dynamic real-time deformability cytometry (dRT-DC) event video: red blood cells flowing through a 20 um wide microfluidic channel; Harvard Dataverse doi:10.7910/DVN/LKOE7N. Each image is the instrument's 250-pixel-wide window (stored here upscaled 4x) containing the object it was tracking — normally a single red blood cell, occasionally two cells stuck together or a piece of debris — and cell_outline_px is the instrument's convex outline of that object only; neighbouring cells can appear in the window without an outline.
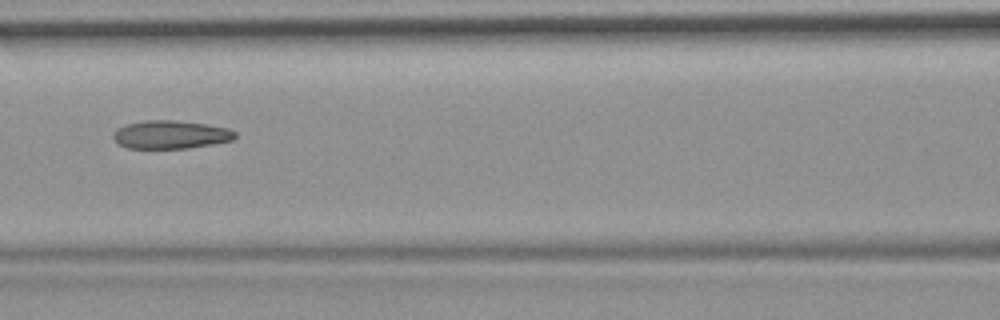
{"species": "common noctule bat (a hibernating species)", "species_latin": "Nyctalus noctula", "temperature_condition": "room temperature", "stored_images_in_passage": 10, "camera_frame_rate_fps": 3000, "um_per_image_px": 0.085, "animal": {"sex": "female", "body_mass_g": 19.9}, "frame": {"image": 1, "passage_image": 6, "time_ms": 6.667, "image_size_px": [1000, 320], "cell_outline_px": [[236, 136], [232, 140], [212, 144], [188, 148], [128, 148], [120, 144], [112, 136], [112, 132], [116, 128], [128, 124], [144, 120], [172, 120], [204, 124], [228, 128], [236, 132]], "centroid_in_image_um": [14.49, 11.44], "position_along_channel_um": 152.1, "area_um2": 19.88}}
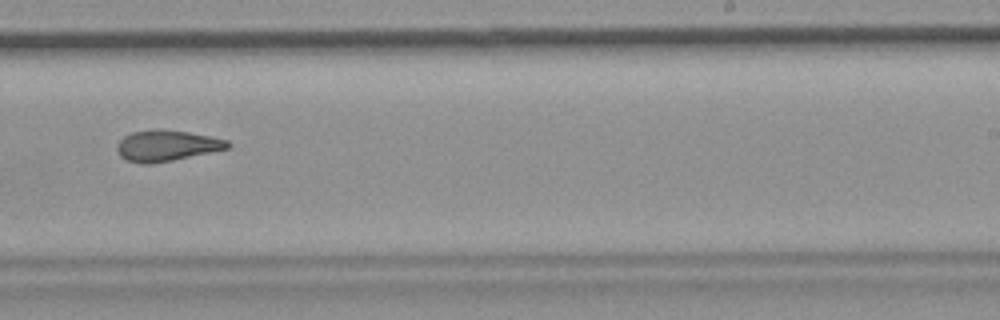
{"frame": {"image": 2, "passage_image": 9, "time_ms": 10.0, "image_size_px": [1000, 320], "cell_outline_px": [[232, 144], [228, 148], [172, 160], [152, 164], [144, 164], [124, 160], [120, 156], [116, 148], [116, 144], [124, 136], [132, 132], [156, 128], [160, 128], [188, 132], [228, 140]], "centroid_in_image_um": [14.12, 12.37], "position_along_channel_um": 274.9, "area_um2": 20.0}}